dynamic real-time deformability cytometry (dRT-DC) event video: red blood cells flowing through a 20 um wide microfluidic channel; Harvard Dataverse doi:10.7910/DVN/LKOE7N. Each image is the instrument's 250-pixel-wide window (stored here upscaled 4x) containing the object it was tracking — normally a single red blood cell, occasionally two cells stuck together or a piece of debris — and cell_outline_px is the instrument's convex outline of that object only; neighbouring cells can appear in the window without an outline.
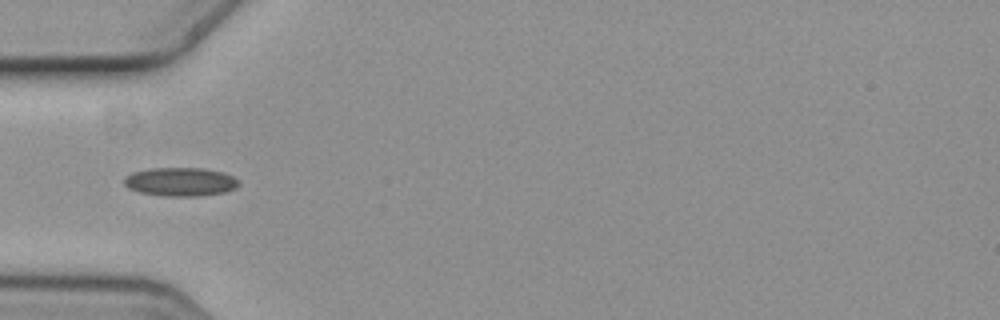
{"species": "common noctule bat (a hibernating species)", "species_latin": "Nyctalus noctula", "temperature_condition": "cold", "stored_images_in_passage": 9, "camera_frame_rate_fps": 3000, "um_per_image_px": 0.085, "animal": {"sex": "female", "body_mass_g": 19.3, "forearm_length_mm": 54.1}, "frame": {"image": 1, "passage_image": 3, "time_ms": 0.667, "image_size_px": [1000, 320], "cell_outline_px": [[240, 184], [236, 188], [224, 192], [196, 196], [164, 196], [140, 192], [128, 188], [124, 184], [124, 176], [132, 172], [152, 168], [204, 168], [224, 172], [240, 180]], "centroid_in_image_um": [15.35, 15.44], "position_along_channel_um": 69.7, "area_um2": 19.25}}
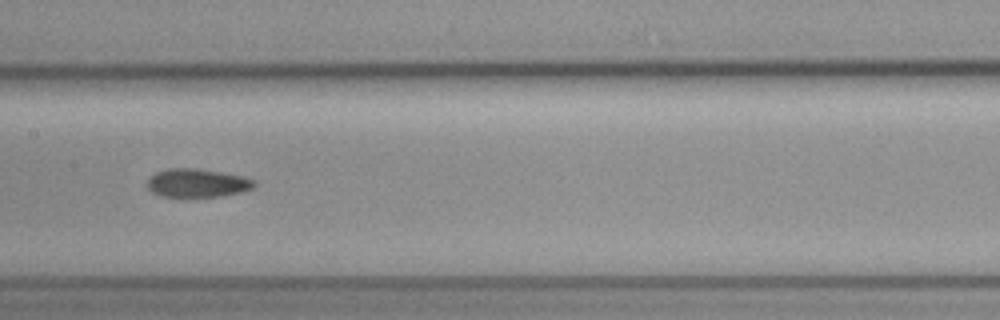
{"frame": {"image": 2, "passage_image": 6, "time_ms": 1.667, "image_size_px": [1000, 320], "cell_outline_px": [[256, 184], [252, 188], [240, 192], [224, 196], [160, 196], [152, 192], [148, 188], [148, 180], [156, 172], [168, 168], [196, 168], [244, 176], [252, 180]], "centroid_in_image_um": [16.76, 15.55], "position_along_channel_um": 190.6, "area_um2": 17.51}}
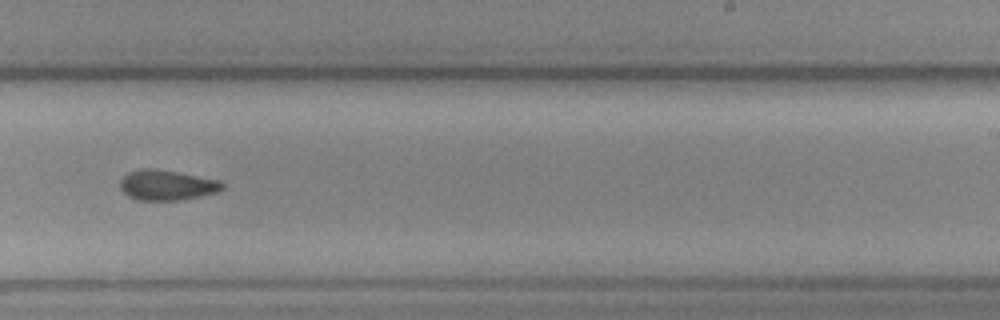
{"frame": {"image": 3, "passage_image": 8, "time_ms": 2.333, "image_size_px": [1000, 320], "cell_outline_px": [[224, 188], [216, 192], [200, 196], [180, 200], [136, 200], [128, 196], [120, 188], [120, 180], [128, 172], [140, 168], [148, 168], [176, 172], [220, 180], [224, 184]], "centroid_in_image_um": [14.16, 15.74], "position_along_channel_um": 274.8, "area_um2": 17.92}}